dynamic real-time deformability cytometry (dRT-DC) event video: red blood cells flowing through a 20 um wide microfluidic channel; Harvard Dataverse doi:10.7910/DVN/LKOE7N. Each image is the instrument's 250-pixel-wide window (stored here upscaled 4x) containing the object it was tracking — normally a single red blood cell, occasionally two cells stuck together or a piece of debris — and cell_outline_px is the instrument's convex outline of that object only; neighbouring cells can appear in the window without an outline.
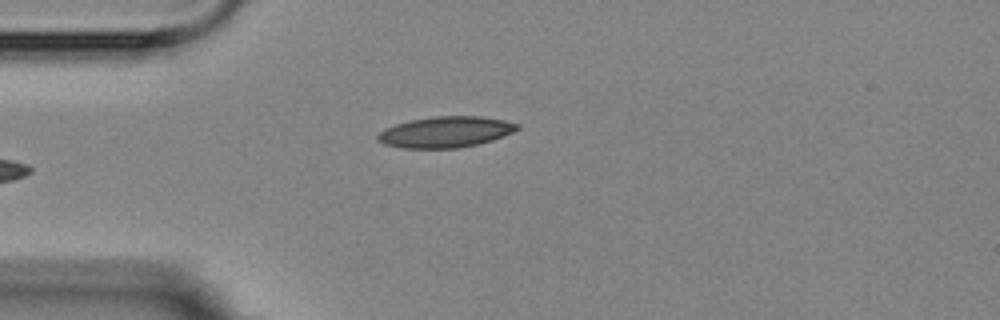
{"species": "Egyptian fruit bat (a non-hibernating species)", "species_latin": "Rousettus aegyptiacus", "temperature_condition": "room temperature", "stored_images_in_passage": 6, "camera_frame_rate_fps": 3000, "um_per_image_px": 0.085, "animal": {"sex": "female"}, "frame": {"image": 1, "passage_image": 6, "time_ms": 5.667, "image_size_px": [1000, 320], "cell_outline_px": [[520, 128], [512, 132], [492, 140], [460, 148], [400, 148], [384, 144], [376, 140], [376, 136], [384, 128], [396, 124], [412, 120], [432, 116], [480, 116], [504, 120], [520, 124]], "centroid_in_image_um": [37.85, 11.22], "position_along_channel_um": 47.2, "area_um2": 25.2}}